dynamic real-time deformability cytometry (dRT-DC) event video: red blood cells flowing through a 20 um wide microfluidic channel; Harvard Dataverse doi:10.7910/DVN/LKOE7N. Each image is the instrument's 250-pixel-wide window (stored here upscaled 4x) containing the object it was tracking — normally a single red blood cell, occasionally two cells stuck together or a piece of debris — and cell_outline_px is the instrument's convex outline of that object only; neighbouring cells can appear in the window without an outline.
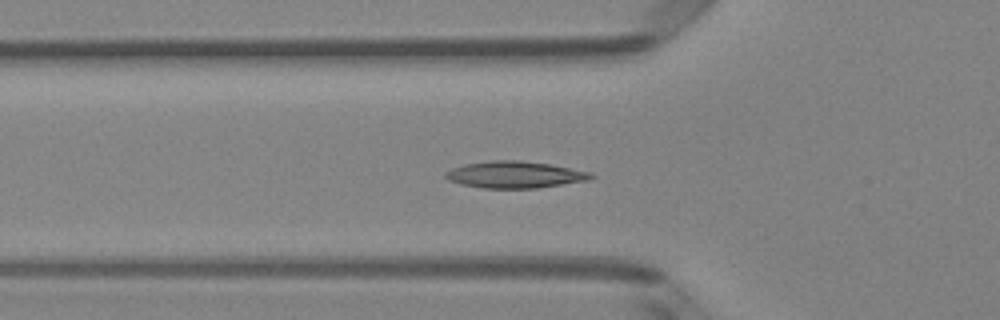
{"species": "Egyptian fruit bat (a non-hibernating species)", "species_latin": "Rousettus aegyptiacus", "temperature_condition": "room temperature", "stored_images_in_passage": 40, "camera_frame_rate_fps": 3000, "um_per_image_px": 0.085, "animal": {"sex": "female"}, "frame": {"image": 1, "passage_image": 6, "time_ms": 1.667, "image_size_px": [1000, 320], "cell_outline_px": [[596, 176], [588, 180], [536, 188], [484, 188], [460, 184], [448, 180], [444, 176], [444, 172], [452, 168], [464, 164], [492, 160], [520, 160], [548, 164], [592, 172]], "centroid_in_image_um": [43.73, 14.84], "position_along_channel_um": 82.1, "area_um2": 22.66}}
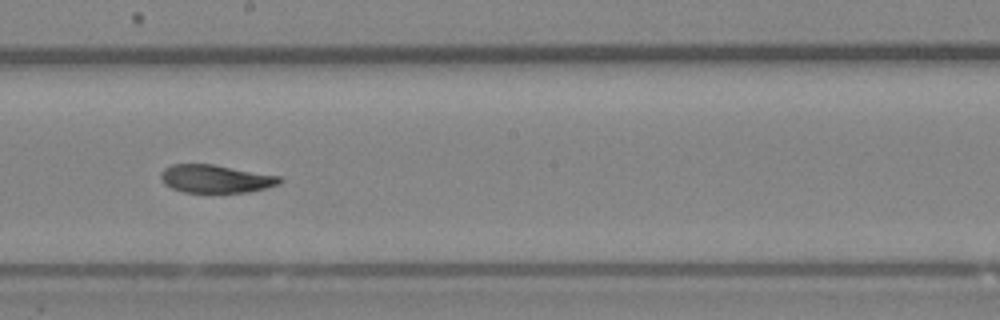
{"frame": {"image": 2, "passage_image": 17, "time_ms": 5.333, "image_size_px": [1000, 320], "cell_outline_px": [[284, 180], [280, 184], [248, 192], [184, 192], [172, 188], [164, 184], [160, 180], [160, 172], [164, 168], [172, 164], [212, 164], [280, 176]], "centroid_in_image_um": [18.31, 15.19], "position_along_channel_um": 229.9, "area_um2": 19.42}}
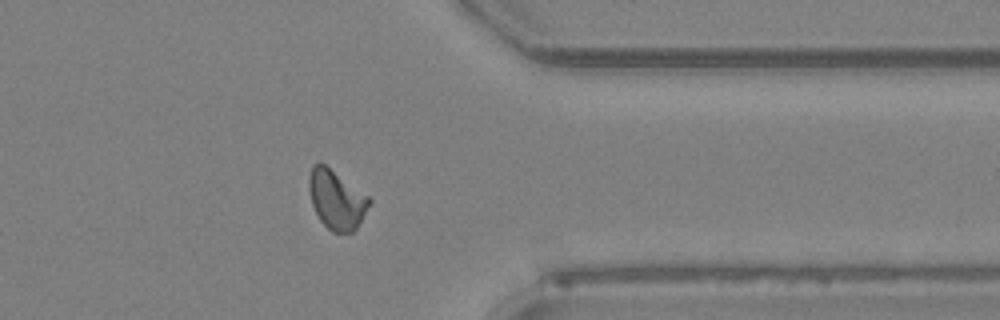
{"frame": {"image": 3, "passage_image": 29, "time_ms": 9.333, "image_size_px": [1000, 320], "cell_outline_px": [[372, 200], [356, 228], [352, 232], [332, 232], [320, 220], [312, 204], [308, 188], [308, 176], [312, 164], [324, 164], [368, 196]], "centroid_in_image_um": [28.57, 16.96], "position_along_channel_um": 382.8, "area_um2": 20.35}, "authors_computed_cell_mechanics": {"area_um2": 20.2011, "velocity_mm_per_s": 4.0475, "shape_relaxation_time_tau1_ms": 9.0657, "shape_relaxation_time_tau2_ms": 2.1011, "deformation_change_tau1": 0.1997, "deformation_change_tau2": 0.06}}